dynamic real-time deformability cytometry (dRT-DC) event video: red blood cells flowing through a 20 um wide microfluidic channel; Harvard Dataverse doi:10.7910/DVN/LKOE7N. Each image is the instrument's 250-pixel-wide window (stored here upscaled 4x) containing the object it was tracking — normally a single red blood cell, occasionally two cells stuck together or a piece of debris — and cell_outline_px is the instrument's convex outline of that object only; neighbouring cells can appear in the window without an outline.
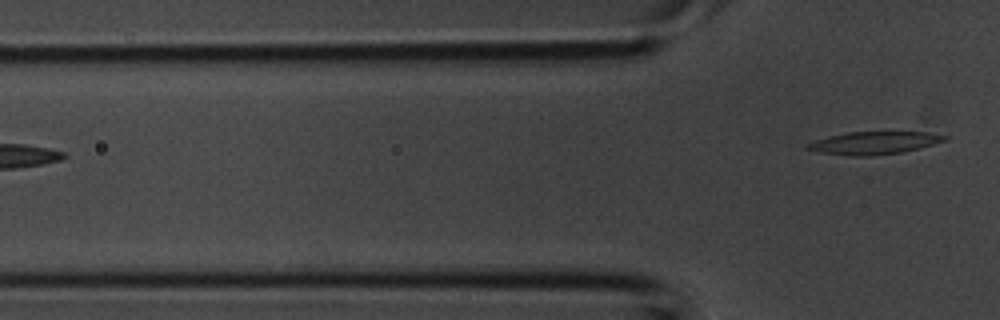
{"species": "common noctule bat (a hibernating species)", "species_latin": "Nyctalus noctula", "temperature_condition": "room temperature", "stored_images_in_passage": 4, "camera_frame_rate_fps": 3000, "um_per_image_px": 0.085, "animal": {"sex": "male", "body_mass_g": 20.1, "forearm_length_mm": 53.5}, "frame": {"image": 1, "passage_image": 4, "time_ms": 1.0, "image_size_px": [1000, 320], "cell_outline_px": [[948, 140], [920, 148], [900, 152], [872, 156], [852, 156], [820, 152], [804, 148], [808, 144], [816, 140], [848, 132], [924, 132], [948, 136]], "centroid_in_image_um": [74.34, 12.15], "position_along_channel_um": 51.5, "area_um2": 17.86}}